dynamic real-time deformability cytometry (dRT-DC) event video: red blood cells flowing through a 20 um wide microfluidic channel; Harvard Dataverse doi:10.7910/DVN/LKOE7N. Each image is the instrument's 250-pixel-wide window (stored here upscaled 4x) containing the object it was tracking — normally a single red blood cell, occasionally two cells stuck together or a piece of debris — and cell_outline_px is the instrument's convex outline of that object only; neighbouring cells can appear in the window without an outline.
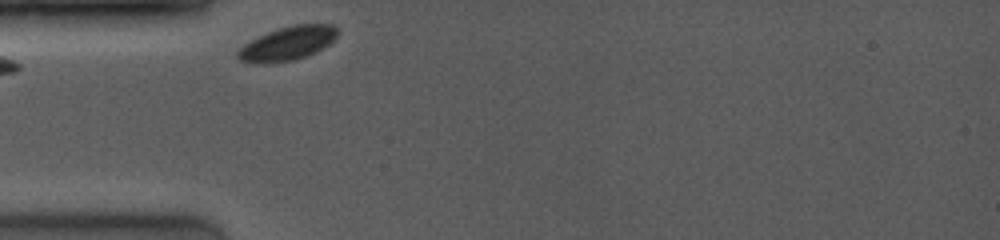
{"species": "common noctule bat (a hibernating species)", "species_latin": "Nyctalus noctula", "temperature_condition": "room temperature", "stored_images_in_passage": 24, "camera_frame_rate_fps": 4000, "um_per_image_px": 0.085, "animal": {"sex": "female", "body_mass_g": 19.0, "forearm_length_mm": 53.3}, "frame": {"image": 1, "passage_image": 1, "time_ms": 0.0, "image_size_px": [1000, 240], "cell_outline_px": [[336, 36], [328, 44], [316, 52], [292, 60], [240, 60], [236, 56], [236, 52], [244, 44], [268, 32], [292, 24], [332, 24], [336, 28]], "centroid_in_image_um": [24.5, 3.63], "position_along_channel_um": 60.5, "area_um2": 18.5}}
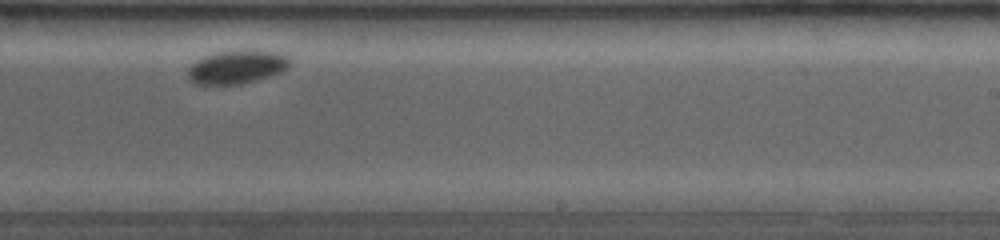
{"frame": {"image": 2, "passage_image": 14, "time_ms": 5.75, "image_size_px": [1000, 240], "cell_outline_px": [[288, 68], [280, 72], [256, 80], [240, 84], [204, 88], [192, 84], [188, 80], [188, 68], [196, 60], [204, 56], [216, 52], [276, 52], [288, 56]], "centroid_in_image_um": [19.99, 5.78], "position_along_channel_um": 269.0, "area_um2": 19.94}}
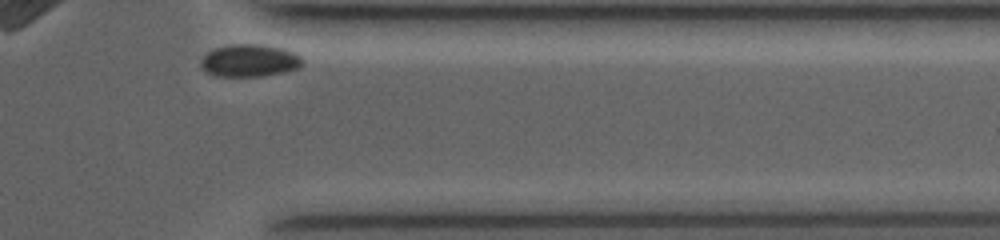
{"frame": {"image": 3, "passage_image": 23, "time_ms": 9.0, "image_size_px": [1000, 240], "cell_outline_px": [[304, 64], [296, 68], [284, 72], [260, 76], [212, 76], [200, 64], [200, 60], [208, 52], [216, 48], [232, 44], [256, 44], [280, 48], [292, 52], [300, 56], [304, 60]], "centroid_in_image_um": [21.21, 5.15], "position_along_channel_um": 390.2, "area_um2": 18.96}, "authors_computed_cell_mechanics": {"area_um2": 19.3052, "velocity_mm_per_s": 3.6754, "shape_relaxation_time_tau1_ms": 0.7186, "shape_relaxation_time_tau2_ms": null, "deformation_change_tau1": 0.0562, "deformation_change_tau2": null}}